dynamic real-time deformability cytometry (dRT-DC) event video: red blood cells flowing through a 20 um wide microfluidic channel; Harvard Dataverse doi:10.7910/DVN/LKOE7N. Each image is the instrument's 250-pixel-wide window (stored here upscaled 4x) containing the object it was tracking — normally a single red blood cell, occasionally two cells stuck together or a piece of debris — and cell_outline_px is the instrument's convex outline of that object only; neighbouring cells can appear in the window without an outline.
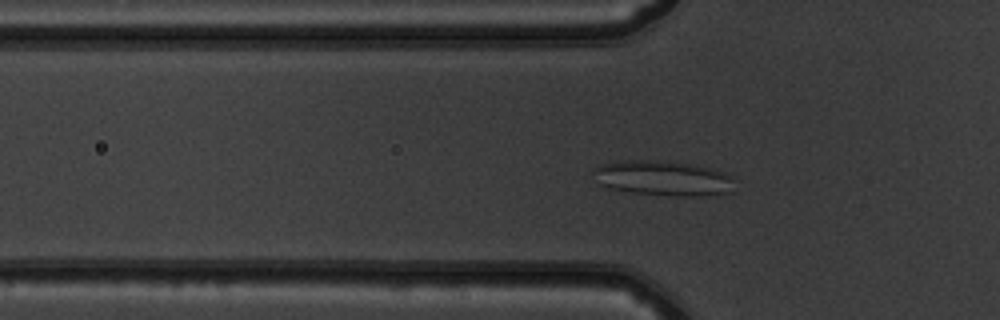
{"species": "common noctule bat (a hibernating species)", "species_latin": "Nyctalus noctula", "temperature_condition": "warm", "stored_images_in_passage": 48, "camera_frame_rate_fps": 3000, "um_per_image_px": 0.085, "animal": {"sex": "male", "body_mass_g": 19.5, "forearm_length_mm": 54.6}, "frame": {"image": 1, "passage_image": 14, "time_ms": 4.333, "image_size_px": [1000, 320], "cell_outline_px": [[736, 192], [712, 196], [668, 196], [632, 192], [608, 188], [600, 184], [592, 172], [592, 168], [608, 160], [648, 160], [696, 164], [712, 168], [736, 176]], "centroid_in_image_um": [56.45, 15.15], "position_along_channel_um": 69.3, "area_um2": 30.0}}
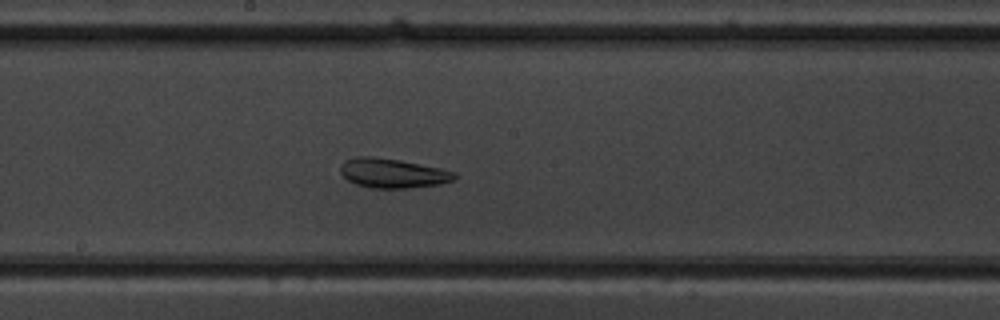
{"frame": {"image": 2, "passage_image": 25, "time_ms": 8.0, "image_size_px": [1000, 320], "cell_outline_px": [[456, 180], [440, 184], [408, 188], [372, 188], [356, 184], [348, 180], [340, 172], [340, 164], [344, 160], [356, 156], [368, 156], [400, 160], [440, 168], [456, 172]], "centroid_in_image_um": [33.38, 14.72], "position_along_channel_um": 214.8, "area_um2": 19.65}}
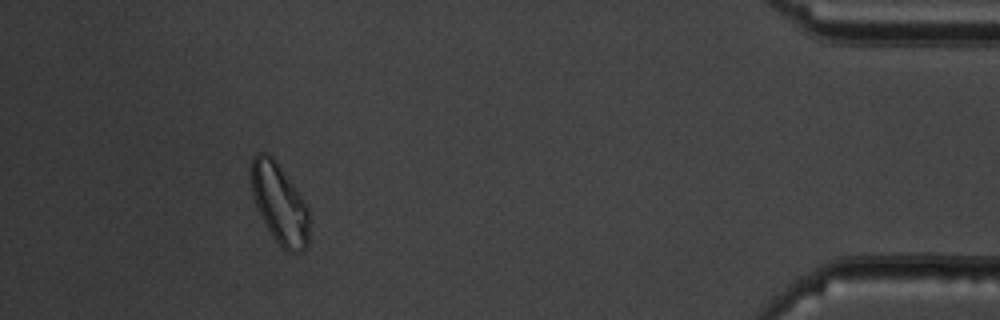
{"frame": {"image": 3, "passage_image": 44, "time_ms": 14.333, "image_size_px": [1000, 320], "cell_outline_px": [[312, 220], [308, 244], [304, 252], [288, 252], [272, 236], [252, 196], [248, 176], [248, 172], [252, 156], [260, 152], [264, 152], [272, 156], [296, 188], [308, 208]], "centroid_in_image_um": [23.77, 17.29], "position_along_channel_um": 411.4, "area_um2": 27.69}, "authors_computed_cell_mechanics": {"area_um2": 24.3338, "velocity_mm_per_s": 3.976, "shape_relaxation_time_tau1_ms": null, "shape_relaxation_time_tau2_ms": 4.1962, "deformation_change_tau1": null, "deformation_change_tau2": 0.1317}}